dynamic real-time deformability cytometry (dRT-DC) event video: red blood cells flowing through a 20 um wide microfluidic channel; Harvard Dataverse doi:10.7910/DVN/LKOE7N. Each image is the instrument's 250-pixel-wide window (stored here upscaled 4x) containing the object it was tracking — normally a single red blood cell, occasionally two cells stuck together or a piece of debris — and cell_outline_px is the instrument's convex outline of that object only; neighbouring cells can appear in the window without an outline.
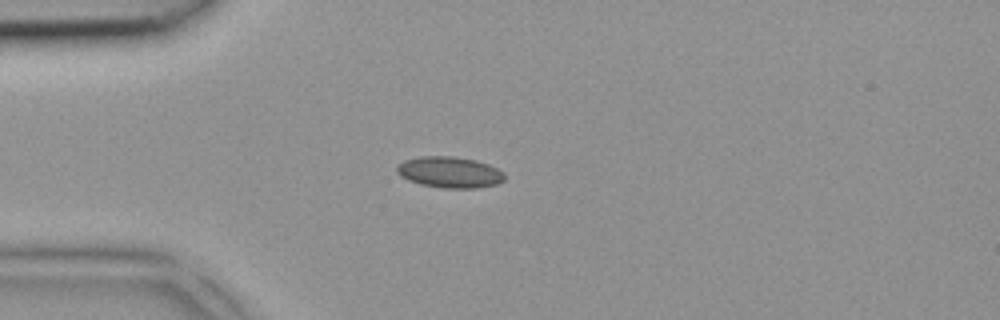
{"species": "common noctule bat (a hibernating species)", "species_latin": "Nyctalus noctula", "temperature_condition": "room temperature", "stored_images_in_passage": 2, "camera_frame_rate_fps": 3000, "um_per_image_px": 0.085, "animal": {"sex": "female", "body_mass_g": 18.4}, "frame": {"image": 1, "passage_image": 1, "time_ms": 0.0, "image_size_px": [1000, 320], "cell_outline_px": [[504, 180], [496, 184], [476, 188], [444, 188], [420, 184], [408, 180], [400, 176], [396, 172], [396, 168], [404, 160], [420, 156], [452, 156], [476, 160], [488, 164], [504, 172]], "centroid_in_image_um": [38.21, 14.64], "position_along_channel_um": 46.8, "area_um2": 19.54}}